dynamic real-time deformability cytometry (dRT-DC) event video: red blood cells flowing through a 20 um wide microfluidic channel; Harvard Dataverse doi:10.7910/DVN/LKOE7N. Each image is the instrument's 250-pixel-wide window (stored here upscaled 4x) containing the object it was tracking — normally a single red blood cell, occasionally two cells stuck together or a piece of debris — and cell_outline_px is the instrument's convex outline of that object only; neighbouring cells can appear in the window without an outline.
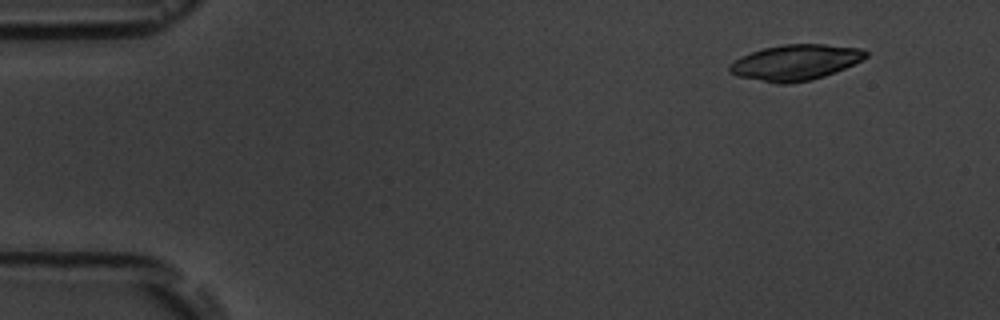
{"species": "common noctule bat (a hibernating species)", "species_latin": "Nyctalus noctula", "temperature_condition": "room temperature", "stored_images_in_passage": 4, "camera_frame_rate_fps": 3000, "um_per_image_px": 0.085, "animal": {"sex": "male", "body_mass_g": 19.5, "forearm_length_mm": 54.6}, "frame": {"image": 1, "passage_image": 1, "time_ms": 0.0, "image_size_px": [1000, 320], "cell_outline_px": [[868, 56], [836, 72], [812, 80], [788, 84], [776, 84], [736, 76], [728, 72], [728, 64], [752, 52], [764, 48], [784, 44], [824, 44], [860, 48], [868, 52]], "centroid_in_image_um": [67.59, 5.32], "position_along_channel_um": 17.4, "area_um2": 28.26}}
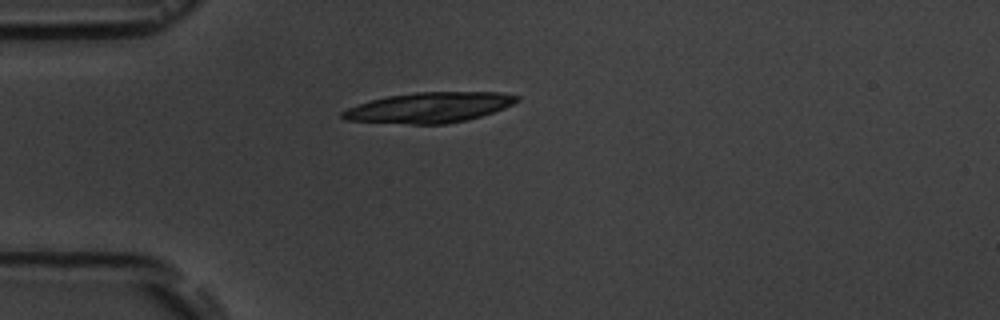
{"frame": {"image": 2, "passage_image": 4, "time_ms": 3.333, "image_size_px": [1000, 320], "cell_outline_px": [[520, 100], [504, 108], [468, 120], [448, 124], [412, 124], [344, 120], [340, 116], [340, 112], [348, 108], [372, 100], [388, 96], [416, 92], [500, 92], [520, 96]], "centroid_in_image_um": [36.51, 9.14], "position_along_channel_um": 48.5, "area_um2": 30.75}}